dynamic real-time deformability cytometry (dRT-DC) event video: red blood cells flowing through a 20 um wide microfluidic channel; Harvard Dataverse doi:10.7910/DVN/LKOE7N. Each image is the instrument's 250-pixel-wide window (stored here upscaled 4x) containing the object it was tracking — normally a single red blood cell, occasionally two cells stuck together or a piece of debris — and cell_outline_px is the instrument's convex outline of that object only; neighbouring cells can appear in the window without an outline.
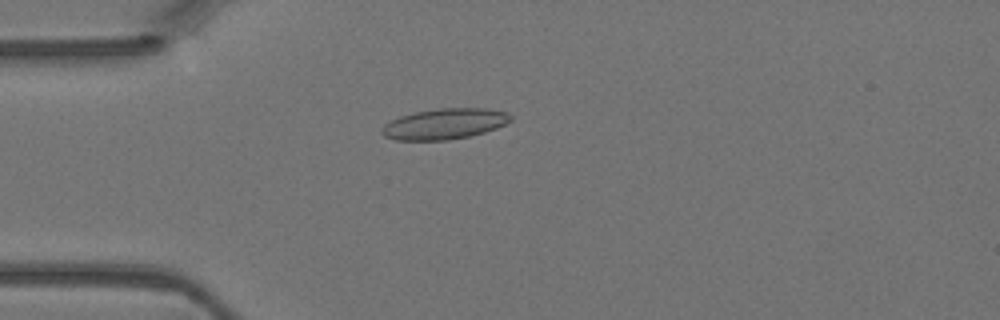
{"species": "Egyptian fruit bat (a non-hibernating species)", "species_latin": "Rousettus aegyptiacus", "temperature_condition": "warm", "stored_images_in_passage": 46, "camera_frame_rate_fps": 3000, "um_per_image_px": 0.085, "animal": {"sex": "female"}, "frame": {"image": 1, "passage_image": 12, "time_ms": 3.667, "image_size_px": [1000, 320], "cell_outline_px": [[512, 120], [496, 128], [484, 132], [468, 136], [448, 140], [396, 140], [384, 136], [380, 132], [380, 128], [384, 124], [400, 116], [416, 112], [440, 108], [488, 108], [508, 112], [512, 116]], "centroid_in_image_um": [37.78, 10.52], "position_along_channel_um": 47.2, "area_um2": 23.06}}
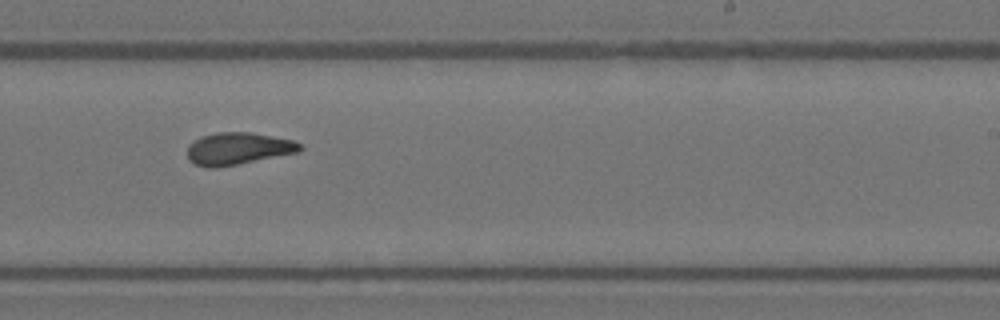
{"frame": {"image": 2, "passage_image": 28, "time_ms": 9.0, "image_size_px": [1000, 320], "cell_outline_px": [[304, 148], [300, 152], [216, 168], [208, 168], [196, 164], [188, 160], [188, 148], [200, 136], [216, 132], [252, 132], [292, 140], [300, 144]], "centroid_in_image_um": [20.25, 12.63], "position_along_channel_um": 268.7, "area_um2": 21.04}}
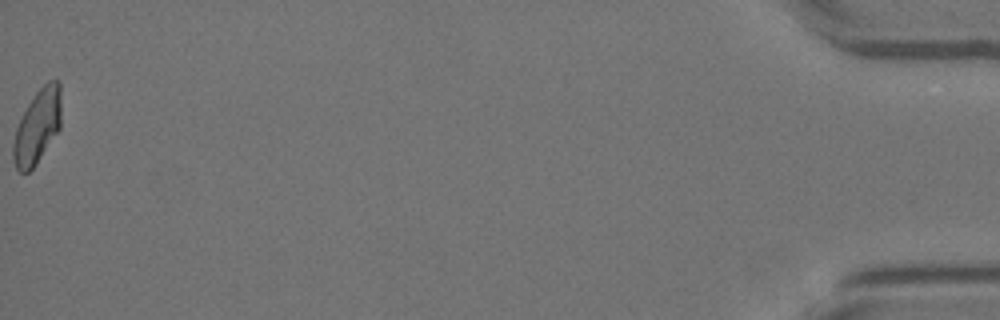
{"frame": {"image": 3, "passage_image": 46, "time_ms": 15.0, "image_size_px": [1000, 320], "cell_outline_px": [[60, 128], [36, 164], [28, 172], [20, 172], [16, 168], [12, 156], [12, 144], [16, 128], [28, 104], [36, 92], [48, 80], [60, 80]], "centroid_in_image_um": [3.17, 10.75], "position_along_channel_um": 432.0, "area_um2": 20.52}}